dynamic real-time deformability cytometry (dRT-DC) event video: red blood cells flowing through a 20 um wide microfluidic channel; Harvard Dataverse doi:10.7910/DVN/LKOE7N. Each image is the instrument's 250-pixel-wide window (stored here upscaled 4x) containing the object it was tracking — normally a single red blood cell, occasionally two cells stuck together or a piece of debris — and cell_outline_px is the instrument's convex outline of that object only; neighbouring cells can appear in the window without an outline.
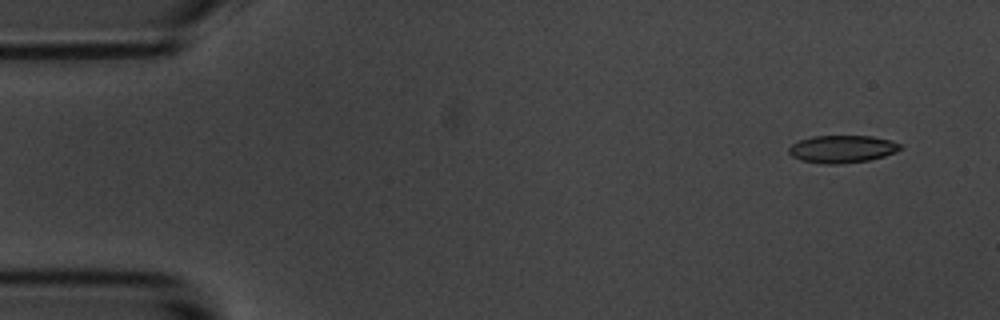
{"species": "common noctule bat (a hibernating species)", "species_latin": "Nyctalus noctula", "temperature_condition": "room temperature", "stored_images_in_passage": 54, "camera_frame_rate_fps": 3000, "um_per_image_px": 0.085, "animal": {"sex": "male", "body_mass_g": 20.1, "forearm_length_mm": 53.5}, "frame": {"image": 1, "passage_image": 1, "time_ms": 0.0, "image_size_px": [1000, 320], "cell_outline_px": [[900, 148], [896, 152], [884, 156], [868, 160], [840, 164], [824, 164], [800, 160], [792, 156], [788, 152], [788, 148], [792, 144], [800, 140], [812, 136], [872, 136], [892, 140], [900, 144]], "centroid_in_image_um": [71.57, 12.66], "position_along_channel_um": 13.4, "area_um2": 17.86}}
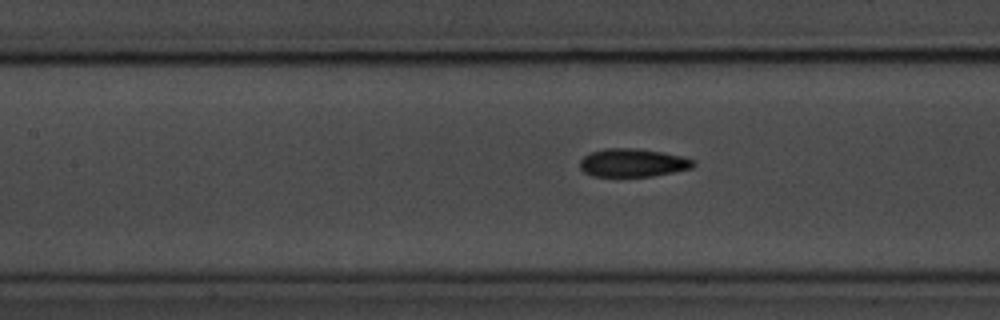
{"frame": {"image": 2, "passage_image": 22, "time_ms": 7.0, "image_size_px": [1000, 320], "cell_outline_px": [[696, 164], [692, 168], [652, 176], [592, 176], [584, 172], [580, 168], [580, 160], [588, 152], [604, 148], [636, 148], [684, 156], [696, 160]], "centroid_in_image_um": [53.78, 13.82], "position_along_channel_um": 153.6, "area_um2": 18.79}}
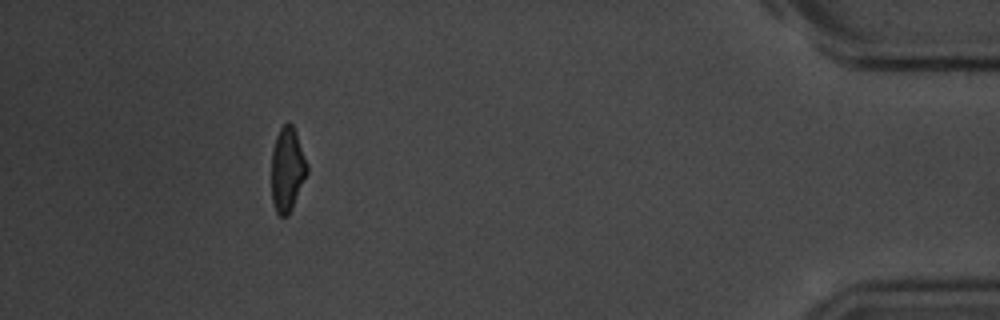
{"frame": {"image": 3, "passage_image": 49, "time_ms": 16.0, "image_size_px": [1000, 320], "cell_outline_px": [[308, 172], [292, 208], [288, 216], [280, 216], [276, 212], [272, 200], [272, 152], [276, 136], [280, 128], [288, 120], [292, 124], [296, 132], [308, 164]], "centroid_in_image_um": [24.43, 14.39], "position_along_channel_um": 410.8, "area_um2": 17.51}, "authors_computed_cell_mechanics": {"area_um2": 18.6116, "velocity_mm_per_s": 3.5144, "shape_relaxation_time_tau1_ms": 2.5559, "shape_relaxation_time_tau2_ms": 2.976, "deformation_change_tau1": 0.1171, "deformation_change_tau2": 0.0773}}